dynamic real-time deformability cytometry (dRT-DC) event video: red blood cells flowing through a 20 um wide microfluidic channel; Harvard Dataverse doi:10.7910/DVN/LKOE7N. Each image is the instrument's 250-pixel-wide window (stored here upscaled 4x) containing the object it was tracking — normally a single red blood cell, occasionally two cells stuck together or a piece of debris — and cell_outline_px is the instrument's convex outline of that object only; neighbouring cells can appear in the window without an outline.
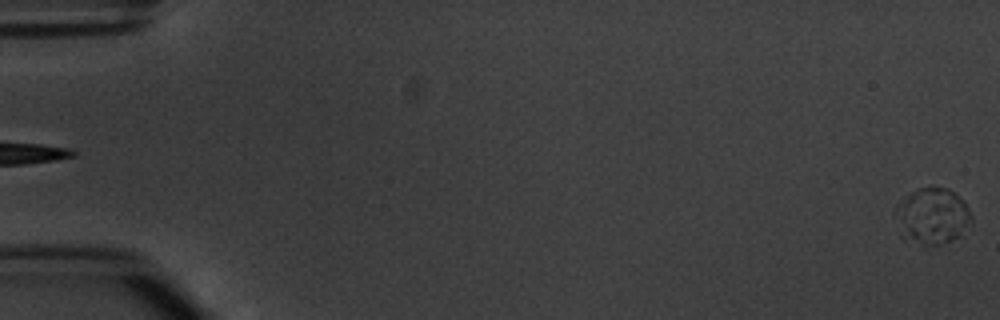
{"species": "common noctule bat (a hibernating species)", "species_latin": "Nyctalus noctula", "temperature_condition": "warm", "stored_images_in_passage": 5, "segment_of_instrument_passage": [2, 2], "camera_frame_rate_fps": 3000, "um_per_image_px": 0.085, "animal": {"sex": "male", "body_mass_g": 20.1, "forearm_length_mm": 53.5}, "frame": {"image": 1, "passage_image": 5, "time_ms": 4.667, "image_size_px": [1000, 320], "cell_outline_px": [[972, 220], [952, 240], [940, 244], [924, 248], [904, 240], [896, 232], [892, 216], [892, 208], [896, 204], [912, 192], [920, 188], [948, 188], [956, 192], [964, 200], [972, 216]], "centroid_in_image_um": [79.12, 18.41], "position_along_channel_um": 5.9, "area_um2": 25.84}}